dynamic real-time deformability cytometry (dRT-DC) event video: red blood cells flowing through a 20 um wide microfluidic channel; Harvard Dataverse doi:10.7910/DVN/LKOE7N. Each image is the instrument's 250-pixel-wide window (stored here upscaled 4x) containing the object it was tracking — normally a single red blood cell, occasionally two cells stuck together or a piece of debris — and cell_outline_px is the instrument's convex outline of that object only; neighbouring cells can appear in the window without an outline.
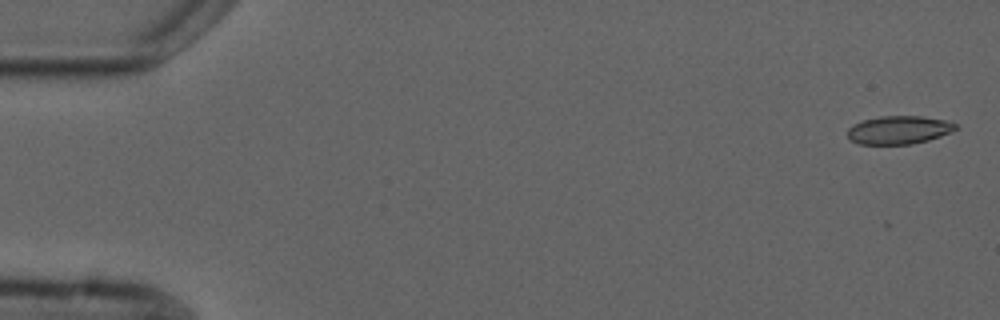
{"species": "common noctule bat (a hibernating species)", "species_latin": "Nyctalus noctula", "temperature_condition": "cold", "stored_images_in_passage": 7, "camera_frame_rate_fps": 3000, "um_per_image_px": 0.085, "animal": {"sex": "male", "forearm_length_mm": 52.5}, "frame": {"image": 1, "passage_image": 1, "time_ms": 0.0, "image_size_px": [1000, 320], "cell_outline_px": [[956, 128], [940, 136], [928, 140], [912, 144], [860, 144], [852, 140], [848, 136], [848, 128], [852, 124], [864, 120], [880, 116], [920, 116], [944, 120], [956, 124]], "centroid_in_image_um": [76.36, 11.04], "position_along_channel_um": 8.6, "area_um2": 17.51}}
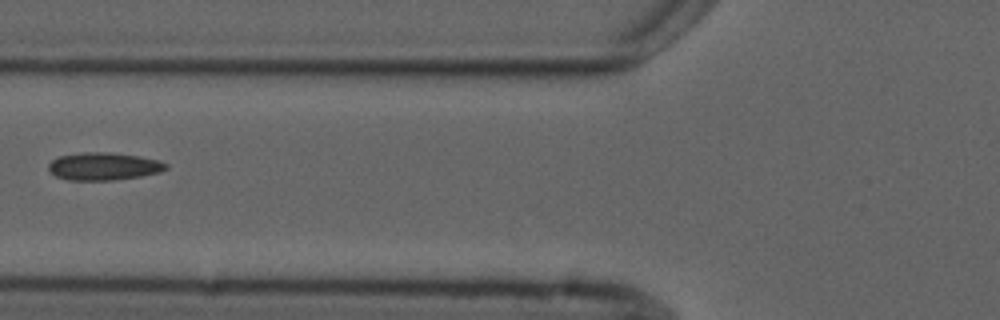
{"frame": {"image": 2, "passage_image": 6, "time_ms": 6.667, "image_size_px": [1000, 320], "cell_outline_px": [[168, 168], [160, 172], [140, 176], [112, 180], [68, 180], [56, 176], [48, 168], [48, 164], [52, 160], [60, 156], [84, 152], [108, 152], [140, 156], [160, 160], [168, 164]], "centroid_in_image_um": [8.84, 14.13], "position_along_channel_um": 117.0, "area_um2": 18.9}}
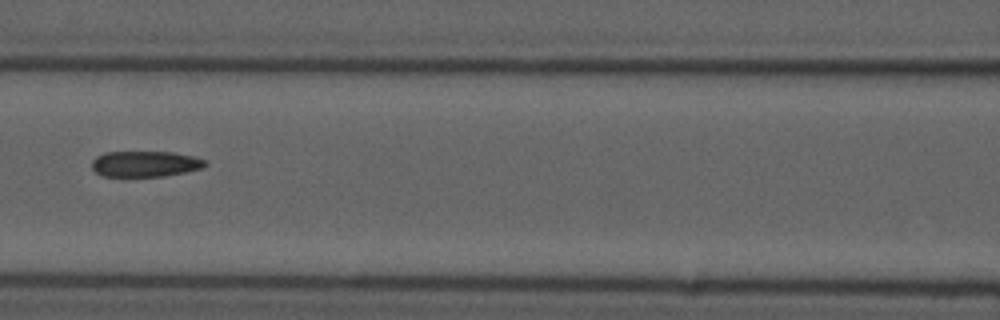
{"frame": {"image": 3, "passage_image": 7, "time_ms": 7.667, "image_size_px": [1000, 320], "cell_outline_px": [[208, 164], [200, 168], [184, 172], [164, 176], [104, 176], [96, 172], [92, 168], [92, 160], [96, 156], [104, 152], [172, 152], [196, 156], [204, 160]], "centroid_in_image_um": [12.33, 13.92], "position_along_channel_um": 154.3, "area_um2": 16.99}}